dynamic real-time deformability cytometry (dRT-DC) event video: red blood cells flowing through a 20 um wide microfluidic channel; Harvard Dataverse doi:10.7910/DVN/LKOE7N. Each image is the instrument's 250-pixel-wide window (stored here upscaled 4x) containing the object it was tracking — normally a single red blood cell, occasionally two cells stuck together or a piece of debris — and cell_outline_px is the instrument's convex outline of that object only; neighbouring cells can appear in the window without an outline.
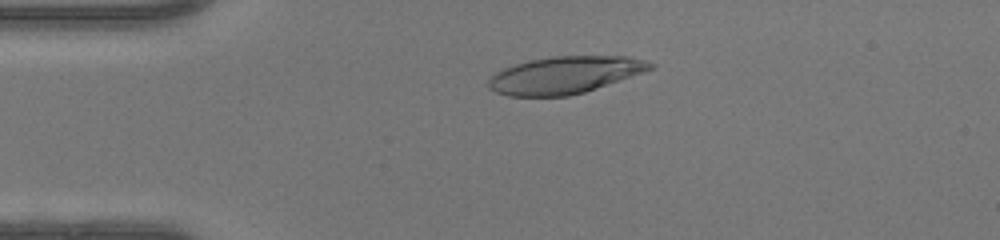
{"species": "human", "species_latin": "Homo sapiens", "temperature_condition": "warm", "stored_images_in_passage": 47, "camera_frame_rate_fps": 3000, "um_per_image_px": 0.085, "donor": {"sex": "female"}, "frame": {"image": 1, "passage_image": 10, "time_ms": 3.0, "image_size_px": [1000, 240], "cell_outline_px": [[656, 64], [652, 68], [584, 92], [568, 96], [508, 96], [496, 92], [488, 88], [488, 80], [496, 72], [504, 68], [528, 60], [552, 56], [628, 56], [648, 60]], "centroid_in_image_um": [47.97, 6.36], "position_along_channel_um": 37.0, "area_um2": 34.74}}
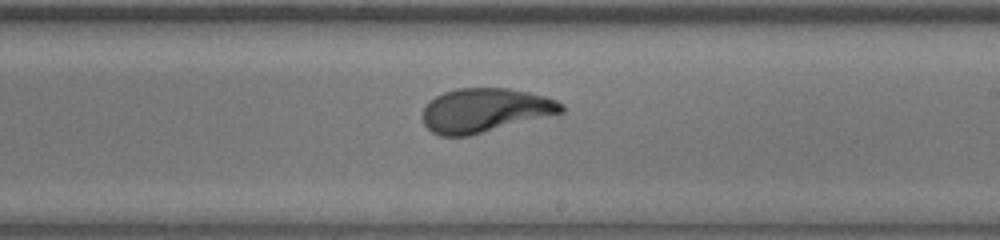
{"frame": {"image": 2, "passage_image": 27, "time_ms": 8.667, "image_size_px": [1000, 240], "cell_outline_px": [[564, 112], [468, 136], [440, 136], [432, 132], [424, 124], [420, 116], [424, 108], [436, 96], [444, 92], [456, 88], [508, 88], [528, 92], [544, 96], [556, 100], [564, 104]], "centroid_in_image_um": [41.2, 9.37], "position_along_channel_um": 247.8, "area_um2": 35.49}}
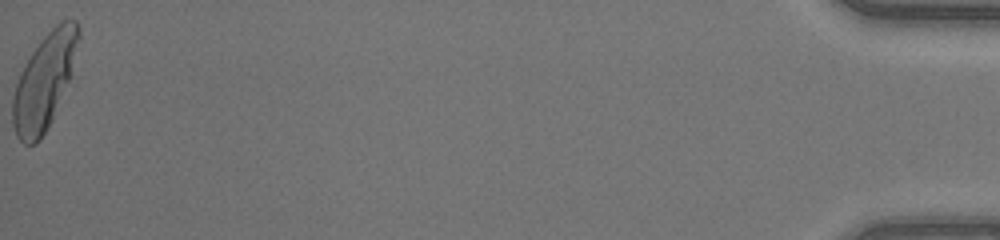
{"frame": {"image": 3, "passage_image": 47, "time_ms": 15.333, "image_size_px": [1000, 240], "cell_outline_px": [[80, 36], [68, 80], [52, 116], [40, 140], [36, 144], [24, 144], [16, 136], [12, 124], [12, 100], [16, 84], [20, 72], [24, 64], [32, 52], [44, 36], [60, 20], [76, 20], [80, 28]], "centroid_in_image_um": [3.73, 6.9], "position_along_channel_um": 431.5, "area_um2": 35.6}, "authors_computed_cell_mechanics": {"area_um2": 35.4892, "velocity_mm_per_s": 4.3606, "shape_relaxation_time_tau1_ms": 4.1232, "shape_relaxation_time_tau2_ms": null, "deformation_change_tau1": 0.2576, "deformation_change_tau2": null}}